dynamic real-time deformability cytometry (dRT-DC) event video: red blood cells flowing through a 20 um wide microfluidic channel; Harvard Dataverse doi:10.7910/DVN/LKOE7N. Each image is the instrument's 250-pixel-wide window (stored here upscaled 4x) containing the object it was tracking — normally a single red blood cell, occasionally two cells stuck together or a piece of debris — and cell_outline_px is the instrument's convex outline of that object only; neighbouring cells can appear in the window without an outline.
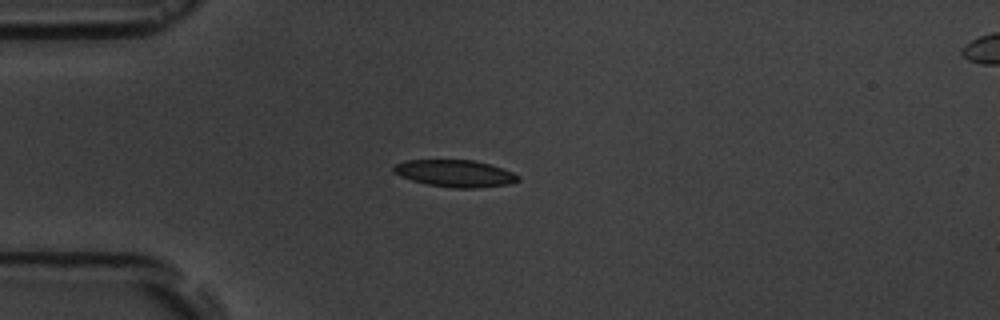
{"species": "common noctule bat (a hibernating species)", "species_latin": "Nyctalus noctula", "temperature_condition": "room temperature", "stored_images_in_passage": 9, "camera_frame_rate_fps": 3000, "um_per_image_px": 0.085, "animal": {"sex": "male", "body_mass_g": 19.5, "forearm_length_mm": 54.6}, "frame": {"image": 1, "passage_image": 3, "time_ms": 3.333, "image_size_px": [1000, 320], "cell_outline_px": [[520, 180], [508, 184], [476, 188], [452, 188], [428, 184], [412, 180], [400, 176], [392, 172], [392, 168], [396, 164], [404, 160], [476, 160], [512, 172], [520, 176]], "centroid_in_image_um": [38.65, 14.74], "position_along_channel_um": 46.3, "area_um2": 19.54}}
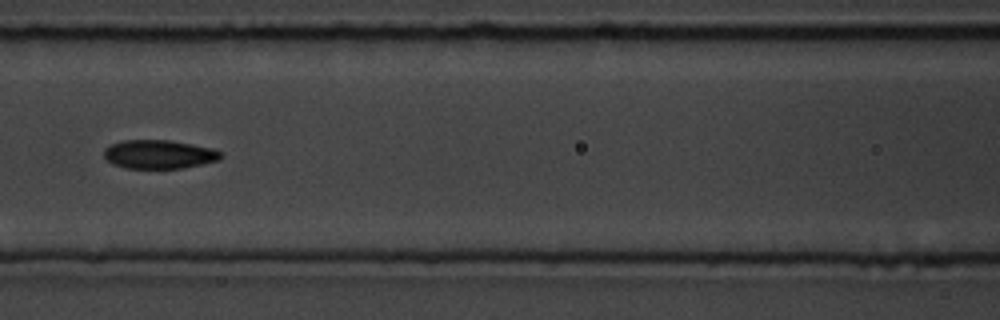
{"frame": {"image": 2, "passage_image": 6, "time_ms": 6.667, "image_size_px": [1000, 320], "cell_outline_px": [[224, 156], [216, 160], [184, 168], [124, 168], [112, 164], [104, 156], [104, 148], [112, 144], [124, 140], [168, 140], [192, 144], [212, 148], [224, 152]], "centroid_in_image_um": [13.52, 13.11], "position_along_channel_um": 153.1, "area_um2": 19.54}}
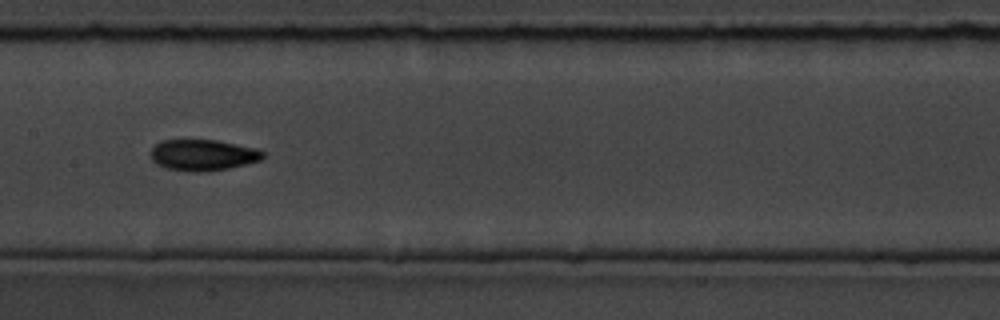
{"frame": {"image": 3, "passage_image": 7, "time_ms": 7.667, "image_size_px": [1000, 320], "cell_outline_px": [[264, 156], [260, 160], [228, 168], [208, 172], [192, 172], [164, 168], [156, 164], [152, 160], [152, 148], [160, 140], [216, 140], [260, 148], [264, 152]], "centroid_in_image_um": [17.26, 13.18], "position_along_channel_um": 190.1, "area_um2": 20.52}}